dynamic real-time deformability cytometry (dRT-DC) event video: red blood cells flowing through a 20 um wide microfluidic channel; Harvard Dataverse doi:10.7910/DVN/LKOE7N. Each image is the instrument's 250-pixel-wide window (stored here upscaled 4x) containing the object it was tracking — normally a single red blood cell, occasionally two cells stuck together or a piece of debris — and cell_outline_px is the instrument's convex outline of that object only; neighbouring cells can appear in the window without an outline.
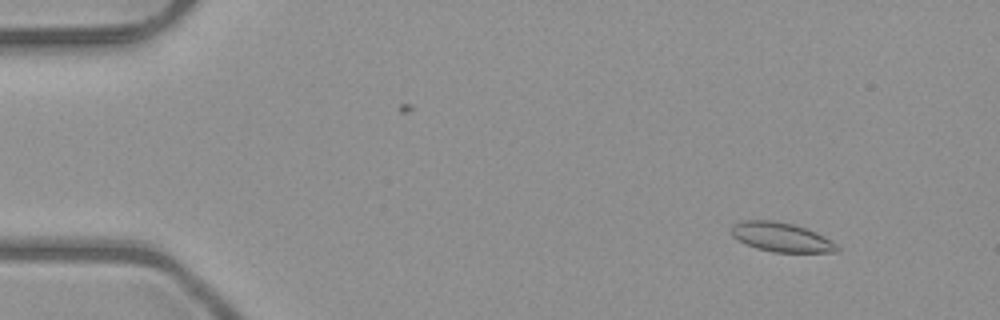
{"species": "common noctule bat (a hibernating species)", "species_latin": "Nyctalus noctula", "temperature_condition": "room temperature", "stored_images_in_passage": 48, "camera_frame_rate_fps": 3000, "um_per_image_px": 0.085, "animal": {"sex": "male", "body_mass_g": 23.1, "forearm_length_mm": 52.7}, "frame": {"image": 1, "passage_image": 2, "time_ms": 0.333, "image_size_px": [1000, 320], "cell_outline_px": [[840, 252], [772, 252], [756, 248], [736, 240], [732, 236], [732, 228], [740, 220], [776, 220], [792, 224], [816, 232], [832, 240], [840, 248]], "centroid_in_image_um": [66.42, 20.16], "position_along_channel_um": 18.6, "area_um2": 18.09}}
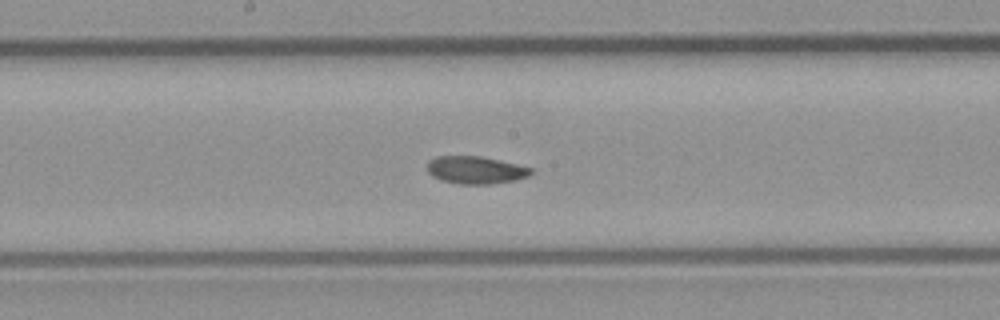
{"frame": {"image": 2, "passage_image": 24, "time_ms": 7.667, "image_size_px": [1000, 320], "cell_outline_px": [[532, 172], [528, 176], [516, 180], [488, 184], [460, 184], [440, 180], [432, 176], [428, 172], [428, 160], [436, 156], [480, 156], [500, 160], [532, 168]], "centroid_in_image_um": [40.4, 14.45], "position_along_channel_um": 207.8, "area_um2": 16.65}}
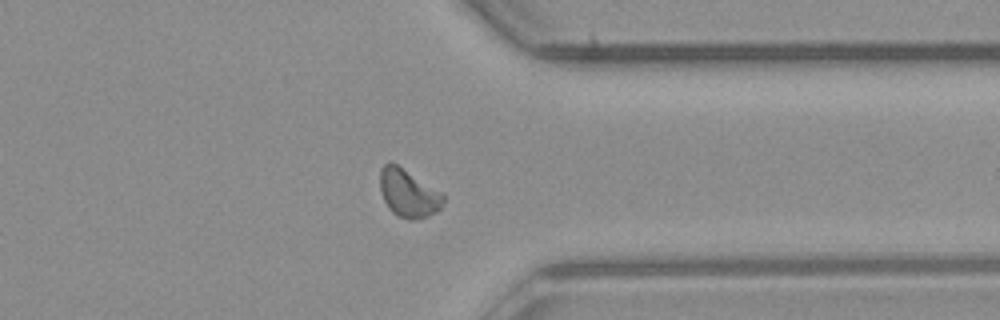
{"frame": {"image": 3, "passage_image": 37, "time_ms": 12.0, "image_size_px": [1000, 320], "cell_outline_px": [[444, 204], [436, 212], [428, 216], [412, 220], [408, 220], [396, 216], [388, 208], [384, 200], [380, 188], [380, 168], [388, 160], [396, 164], [444, 192]], "centroid_in_image_um": [34.72, 16.42], "position_along_channel_um": 376.7, "area_um2": 18.03}, "authors_computed_cell_mechanics": {"area_um2": 17.1088, "velocity_mm_per_s": 3.9999, "shape_relaxation_time_tau1_ms": 5.7071, "shape_relaxation_time_tau2_ms": 2.492, "deformation_change_tau1": 0.1141, "deformation_change_tau2": 0.0722}}